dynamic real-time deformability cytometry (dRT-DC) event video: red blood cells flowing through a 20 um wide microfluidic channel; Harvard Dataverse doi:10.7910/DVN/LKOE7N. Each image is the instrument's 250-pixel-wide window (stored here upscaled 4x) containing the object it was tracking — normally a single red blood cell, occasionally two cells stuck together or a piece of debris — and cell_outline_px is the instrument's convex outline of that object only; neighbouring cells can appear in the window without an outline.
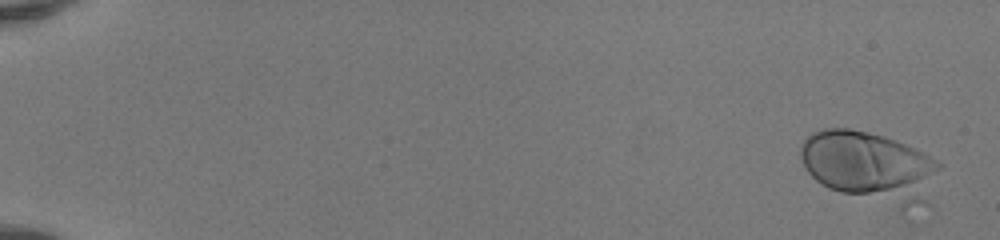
{"species": "human", "species_latin": "Homo sapiens", "temperature_condition": "room temperature", "stored_images_in_passage": 4, "camera_frame_rate_fps": 3000, "um_per_image_px": 0.085, "donor": {"sex": "female"}, "frame": {"image": 1, "passage_image": 2, "time_ms": 0.333, "image_size_px": [1000, 240], "cell_outline_px": [[940, 168], [928, 204], [908, 220], [828, 188], [820, 184], [804, 168], [800, 156], [800, 148], [804, 140], [812, 132], [824, 128], [848, 128], [868, 132], [884, 136], [896, 140], [936, 160], [940, 164]], "centroid_in_image_um": [74.04, 14.38], "position_along_channel_um": 11.0, "area_um2": 60.69}}